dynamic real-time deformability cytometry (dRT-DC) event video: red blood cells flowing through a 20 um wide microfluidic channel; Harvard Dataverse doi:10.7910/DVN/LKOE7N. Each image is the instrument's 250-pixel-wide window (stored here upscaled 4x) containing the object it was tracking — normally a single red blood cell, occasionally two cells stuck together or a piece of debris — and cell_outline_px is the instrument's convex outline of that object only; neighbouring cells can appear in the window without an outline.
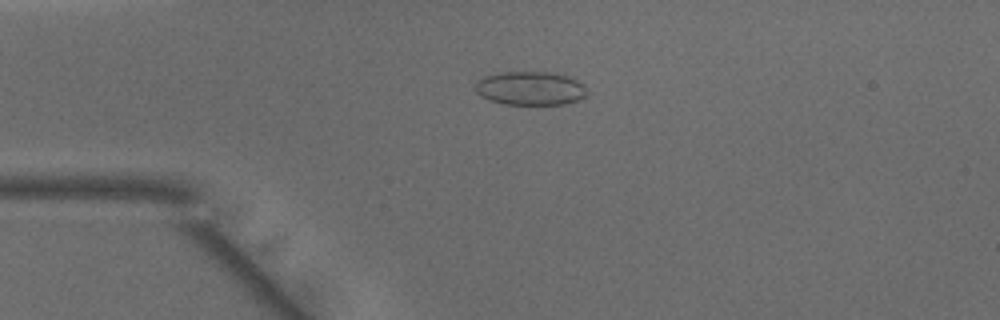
{"species": "common noctule bat (a hibernating species)", "species_latin": "Nyctalus noctula", "temperature_condition": "warm", "stored_images_in_passage": 39, "camera_frame_rate_fps": 3000, "um_per_image_px": 0.085, "animal": {"sex": "male", "body_mass_g": 15.6}, "frame": {"image": 1, "passage_image": 2, "time_ms": 0.333, "image_size_px": [1000, 320], "cell_outline_px": [[588, 92], [584, 96], [576, 100], [564, 104], [504, 104], [488, 100], [480, 96], [476, 92], [476, 80], [484, 76], [500, 72], [548, 72], [568, 76], [584, 84]], "centroid_in_image_um": [45.04, 7.5], "position_along_channel_um": 40.0, "area_um2": 21.96}}
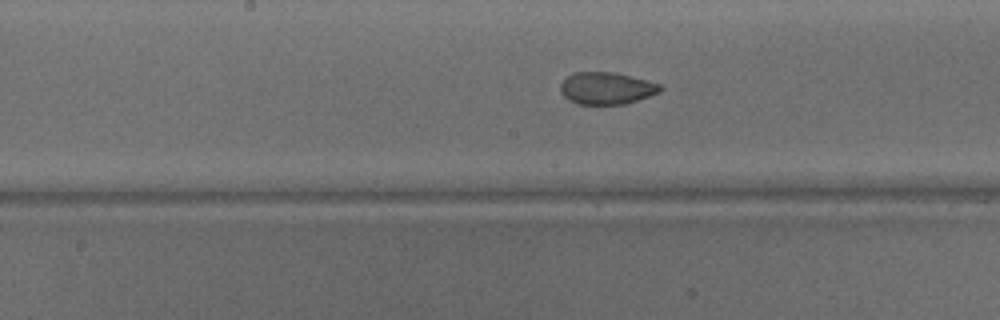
{"frame": {"image": 2, "passage_image": 15, "time_ms": 4.667, "image_size_px": [1000, 320], "cell_outline_px": [[664, 88], [660, 92], [624, 104], [576, 104], [564, 96], [560, 92], [560, 84], [572, 72], [616, 72], [660, 84]], "centroid_in_image_um": [51.54, 7.49], "position_along_channel_um": 196.7, "area_um2": 18.61}}
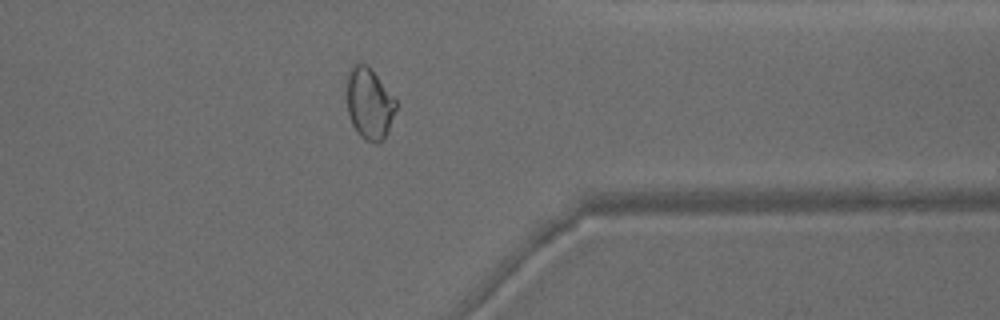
{"frame": {"image": 3, "passage_image": 29, "time_ms": 9.333, "image_size_px": [1000, 320], "cell_outline_px": [[400, 104], [388, 132], [384, 140], [376, 144], [364, 140], [360, 136], [352, 124], [348, 112], [348, 76], [352, 68], [356, 64], [364, 64], [376, 76]], "centroid_in_image_um": [31.45, 8.9], "position_along_channel_um": 379.9, "area_um2": 20.23}, "authors_computed_cell_mechanics": {"area_um2": 20.1722, "velocity_mm_per_s": 4.1423, "shape_relaxation_time_tau1_ms": 8.8948, "shape_relaxation_time_tau2_ms": 1.0853, "deformation_change_tau1": 0.2006, "deformation_change_tau2": 0.0582}}